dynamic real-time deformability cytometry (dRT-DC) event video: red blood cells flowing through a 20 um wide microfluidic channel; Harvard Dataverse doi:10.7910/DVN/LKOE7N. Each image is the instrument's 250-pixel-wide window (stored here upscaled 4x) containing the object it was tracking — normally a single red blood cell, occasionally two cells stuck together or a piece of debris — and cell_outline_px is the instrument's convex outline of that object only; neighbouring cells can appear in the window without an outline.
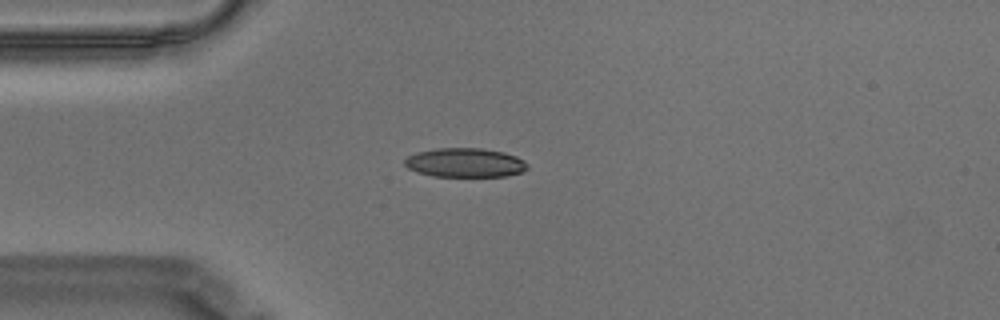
{"species": "Egyptian fruit bat (a non-hibernating species)", "species_latin": "Rousettus aegyptiacus", "temperature_condition": "warm", "stored_images_in_passage": 43, "camera_frame_rate_fps": 3000, "um_per_image_px": 0.085, "animal": {"sex": "male"}, "frame": {"image": 1, "passage_image": 1, "time_ms": 0.0, "image_size_px": [1000, 320], "cell_outline_px": [[528, 168], [520, 172], [504, 176], [432, 176], [416, 172], [408, 168], [404, 164], [404, 160], [408, 156], [416, 152], [436, 148], [480, 148], [504, 152], [516, 156], [524, 160], [528, 164]], "centroid_in_image_um": [39.51, 13.82], "position_along_channel_um": 45.5, "area_um2": 20.87}}
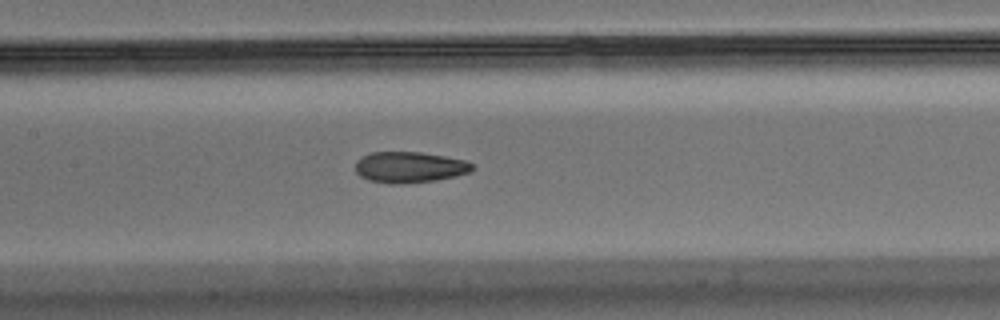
{"frame": {"image": 2, "passage_image": 13, "time_ms": 4.0, "image_size_px": [1000, 320], "cell_outline_px": [[476, 168], [472, 172], [456, 176], [436, 180], [396, 184], [388, 184], [368, 180], [360, 176], [356, 172], [356, 160], [360, 156], [372, 152], [420, 152], [444, 156], [464, 160], [472, 164]], "centroid_in_image_um": [34.8, 14.21], "position_along_channel_um": 172.6, "area_um2": 21.27}}
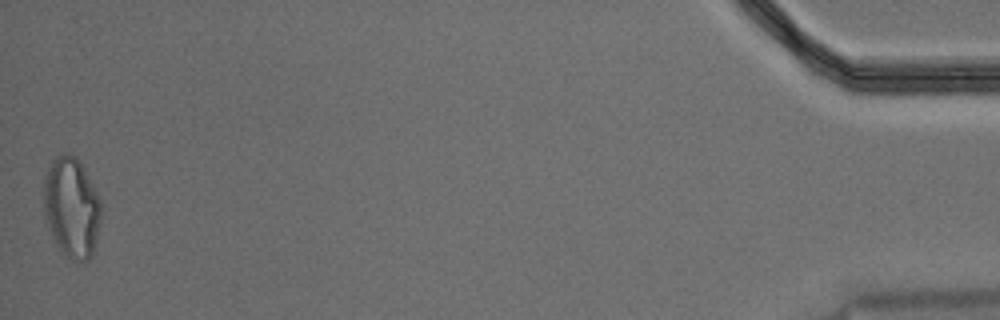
{"frame": {"image": 3, "passage_image": 43, "time_ms": 14.0, "image_size_px": [1000, 320], "cell_outline_px": [[100, 220], [92, 256], [88, 260], [72, 260], [60, 248], [52, 236], [44, 216], [44, 176], [52, 160], [56, 156], [64, 152], [68, 152], [76, 156], [80, 160], [100, 200]], "centroid_in_image_um": [6.07, 17.57], "position_along_channel_um": 429.1, "area_um2": 33.29}, "authors_computed_cell_mechanics": {"area_um2": 21.964, "velocity_mm_per_s": 3.5277, "shape_relaxation_time_tau1_ms": 11.195, "shape_relaxation_time_tau2_ms": 2.2958, "deformation_change_tau1": 0.2653, "deformation_change_tau2": 0.0864}}